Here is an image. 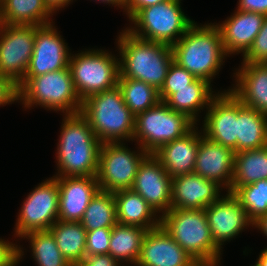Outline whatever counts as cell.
<instances>
[{
	"instance_id": "obj_44",
	"label": "cell",
	"mask_w": 267,
	"mask_h": 266,
	"mask_svg": "<svg viewBox=\"0 0 267 266\" xmlns=\"http://www.w3.org/2000/svg\"><path fill=\"white\" fill-rule=\"evenodd\" d=\"M253 227L257 228L265 236H267V214L261 216L256 222H254Z\"/></svg>"
},
{
	"instance_id": "obj_6",
	"label": "cell",
	"mask_w": 267,
	"mask_h": 266,
	"mask_svg": "<svg viewBox=\"0 0 267 266\" xmlns=\"http://www.w3.org/2000/svg\"><path fill=\"white\" fill-rule=\"evenodd\" d=\"M18 103L24 108L38 105L47 110L76 114L82 109V101L76 93L69 68L35 77H24L17 85Z\"/></svg>"
},
{
	"instance_id": "obj_20",
	"label": "cell",
	"mask_w": 267,
	"mask_h": 266,
	"mask_svg": "<svg viewBox=\"0 0 267 266\" xmlns=\"http://www.w3.org/2000/svg\"><path fill=\"white\" fill-rule=\"evenodd\" d=\"M265 15L250 11L237 10L222 23H215L219 28L226 54L243 56L252 46L261 30Z\"/></svg>"
},
{
	"instance_id": "obj_49",
	"label": "cell",
	"mask_w": 267,
	"mask_h": 266,
	"mask_svg": "<svg viewBox=\"0 0 267 266\" xmlns=\"http://www.w3.org/2000/svg\"><path fill=\"white\" fill-rule=\"evenodd\" d=\"M3 26V20H2V13H1V1H0V31L2 29Z\"/></svg>"
},
{
	"instance_id": "obj_14",
	"label": "cell",
	"mask_w": 267,
	"mask_h": 266,
	"mask_svg": "<svg viewBox=\"0 0 267 266\" xmlns=\"http://www.w3.org/2000/svg\"><path fill=\"white\" fill-rule=\"evenodd\" d=\"M65 40L53 23L36 29L34 49L25 77L55 72L69 68V52Z\"/></svg>"
},
{
	"instance_id": "obj_33",
	"label": "cell",
	"mask_w": 267,
	"mask_h": 266,
	"mask_svg": "<svg viewBox=\"0 0 267 266\" xmlns=\"http://www.w3.org/2000/svg\"><path fill=\"white\" fill-rule=\"evenodd\" d=\"M20 238L29 240L32 258L38 266H72L58 249L49 230L28 232Z\"/></svg>"
},
{
	"instance_id": "obj_40",
	"label": "cell",
	"mask_w": 267,
	"mask_h": 266,
	"mask_svg": "<svg viewBox=\"0 0 267 266\" xmlns=\"http://www.w3.org/2000/svg\"><path fill=\"white\" fill-rule=\"evenodd\" d=\"M76 266H121L110 254L86 256Z\"/></svg>"
},
{
	"instance_id": "obj_7",
	"label": "cell",
	"mask_w": 267,
	"mask_h": 266,
	"mask_svg": "<svg viewBox=\"0 0 267 266\" xmlns=\"http://www.w3.org/2000/svg\"><path fill=\"white\" fill-rule=\"evenodd\" d=\"M181 1L171 0L142 8L129 20L134 25L126 30L137 38L172 46L195 23L184 14Z\"/></svg>"
},
{
	"instance_id": "obj_35",
	"label": "cell",
	"mask_w": 267,
	"mask_h": 266,
	"mask_svg": "<svg viewBox=\"0 0 267 266\" xmlns=\"http://www.w3.org/2000/svg\"><path fill=\"white\" fill-rule=\"evenodd\" d=\"M195 79L196 77L192 73L173 61L168 69L164 84L159 91L161 101L165 102L175 93V89L189 87Z\"/></svg>"
},
{
	"instance_id": "obj_12",
	"label": "cell",
	"mask_w": 267,
	"mask_h": 266,
	"mask_svg": "<svg viewBox=\"0 0 267 266\" xmlns=\"http://www.w3.org/2000/svg\"><path fill=\"white\" fill-rule=\"evenodd\" d=\"M38 27L3 24L0 31V75L16 86L28 69Z\"/></svg>"
},
{
	"instance_id": "obj_17",
	"label": "cell",
	"mask_w": 267,
	"mask_h": 266,
	"mask_svg": "<svg viewBox=\"0 0 267 266\" xmlns=\"http://www.w3.org/2000/svg\"><path fill=\"white\" fill-rule=\"evenodd\" d=\"M235 152L211 141L199 130V147L193 173L216 182L226 192L230 191L234 170Z\"/></svg>"
},
{
	"instance_id": "obj_47",
	"label": "cell",
	"mask_w": 267,
	"mask_h": 266,
	"mask_svg": "<svg viewBox=\"0 0 267 266\" xmlns=\"http://www.w3.org/2000/svg\"><path fill=\"white\" fill-rule=\"evenodd\" d=\"M24 255L23 248L19 245L18 246V261L13 265L16 266L18 263H20V260L23 258L22 256Z\"/></svg>"
},
{
	"instance_id": "obj_19",
	"label": "cell",
	"mask_w": 267,
	"mask_h": 266,
	"mask_svg": "<svg viewBox=\"0 0 267 266\" xmlns=\"http://www.w3.org/2000/svg\"><path fill=\"white\" fill-rule=\"evenodd\" d=\"M56 178L59 188L58 220L80 222L90 200L99 190L96 176Z\"/></svg>"
},
{
	"instance_id": "obj_42",
	"label": "cell",
	"mask_w": 267,
	"mask_h": 266,
	"mask_svg": "<svg viewBox=\"0 0 267 266\" xmlns=\"http://www.w3.org/2000/svg\"><path fill=\"white\" fill-rule=\"evenodd\" d=\"M237 10L250 11L267 16V0H239Z\"/></svg>"
},
{
	"instance_id": "obj_9",
	"label": "cell",
	"mask_w": 267,
	"mask_h": 266,
	"mask_svg": "<svg viewBox=\"0 0 267 266\" xmlns=\"http://www.w3.org/2000/svg\"><path fill=\"white\" fill-rule=\"evenodd\" d=\"M196 124L185 114L172 110L164 101L135 116L133 140L148 154L181 138Z\"/></svg>"
},
{
	"instance_id": "obj_3",
	"label": "cell",
	"mask_w": 267,
	"mask_h": 266,
	"mask_svg": "<svg viewBox=\"0 0 267 266\" xmlns=\"http://www.w3.org/2000/svg\"><path fill=\"white\" fill-rule=\"evenodd\" d=\"M171 47L174 62L209 83L219 74L228 56L215 23H194Z\"/></svg>"
},
{
	"instance_id": "obj_26",
	"label": "cell",
	"mask_w": 267,
	"mask_h": 266,
	"mask_svg": "<svg viewBox=\"0 0 267 266\" xmlns=\"http://www.w3.org/2000/svg\"><path fill=\"white\" fill-rule=\"evenodd\" d=\"M267 144V115L245 106L237 98V152Z\"/></svg>"
},
{
	"instance_id": "obj_32",
	"label": "cell",
	"mask_w": 267,
	"mask_h": 266,
	"mask_svg": "<svg viewBox=\"0 0 267 266\" xmlns=\"http://www.w3.org/2000/svg\"><path fill=\"white\" fill-rule=\"evenodd\" d=\"M118 87L122 92L125 105L134 116L150 109L161 101L159 91L144 81L119 78Z\"/></svg>"
},
{
	"instance_id": "obj_15",
	"label": "cell",
	"mask_w": 267,
	"mask_h": 266,
	"mask_svg": "<svg viewBox=\"0 0 267 266\" xmlns=\"http://www.w3.org/2000/svg\"><path fill=\"white\" fill-rule=\"evenodd\" d=\"M203 119V135L237 153V97L228 89L219 92Z\"/></svg>"
},
{
	"instance_id": "obj_46",
	"label": "cell",
	"mask_w": 267,
	"mask_h": 266,
	"mask_svg": "<svg viewBox=\"0 0 267 266\" xmlns=\"http://www.w3.org/2000/svg\"><path fill=\"white\" fill-rule=\"evenodd\" d=\"M254 266H267V248L261 251Z\"/></svg>"
},
{
	"instance_id": "obj_29",
	"label": "cell",
	"mask_w": 267,
	"mask_h": 266,
	"mask_svg": "<svg viewBox=\"0 0 267 266\" xmlns=\"http://www.w3.org/2000/svg\"><path fill=\"white\" fill-rule=\"evenodd\" d=\"M58 249L66 260L76 266L86 257V229L80 222L58 220L50 228Z\"/></svg>"
},
{
	"instance_id": "obj_5",
	"label": "cell",
	"mask_w": 267,
	"mask_h": 266,
	"mask_svg": "<svg viewBox=\"0 0 267 266\" xmlns=\"http://www.w3.org/2000/svg\"><path fill=\"white\" fill-rule=\"evenodd\" d=\"M160 225L197 263H220L205 209H170L160 215Z\"/></svg>"
},
{
	"instance_id": "obj_4",
	"label": "cell",
	"mask_w": 267,
	"mask_h": 266,
	"mask_svg": "<svg viewBox=\"0 0 267 266\" xmlns=\"http://www.w3.org/2000/svg\"><path fill=\"white\" fill-rule=\"evenodd\" d=\"M80 113L102 144L133 141L135 116L125 105L118 85L87 97Z\"/></svg>"
},
{
	"instance_id": "obj_38",
	"label": "cell",
	"mask_w": 267,
	"mask_h": 266,
	"mask_svg": "<svg viewBox=\"0 0 267 266\" xmlns=\"http://www.w3.org/2000/svg\"><path fill=\"white\" fill-rule=\"evenodd\" d=\"M18 102L17 86L7 77L0 75V106Z\"/></svg>"
},
{
	"instance_id": "obj_30",
	"label": "cell",
	"mask_w": 267,
	"mask_h": 266,
	"mask_svg": "<svg viewBox=\"0 0 267 266\" xmlns=\"http://www.w3.org/2000/svg\"><path fill=\"white\" fill-rule=\"evenodd\" d=\"M147 229L117 223L112 228L109 254L122 266V263L136 265Z\"/></svg>"
},
{
	"instance_id": "obj_39",
	"label": "cell",
	"mask_w": 267,
	"mask_h": 266,
	"mask_svg": "<svg viewBox=\"0 0 267 266\" xmlns=\"http://www.w3.org/2000/svg\"><path fill=\"white\" fill-rule=\"evenodd\" d=\"M18 261V245L0 238V266H13Z\"/></svg>"
},
{
	"instance_id": "obj_25",
	"label": "cell",
	"mask_w": 267,
	"mask_h": 266,
	"mask_svg": "<svg viewBox=\"0 0 267 266\" xmlns=\"http://www.w3.org/2000/svg\"><path fill=\"white\" fill-rule=\"evenodd\" d=\"M211 85L206 80L196 78L189 87L175 89V93L165 103L172 110L185 114L198 125L201 110L205 108L207 110L211 101L219 94V91L217 93L212 90Z\"/></svg>"
},
{
	"instance_id": "obj_27",
	"label": "cell",
	"mask_w": 267,
	"mask_h": 266,
	"mask_svg": "<svg viewBox=\"0 0 267 266\" xmlns=\"http://www.w3.org/2000/svg\"><path fill=\"white\" fill-rule=\"evenodd\" d=\"M3 24L44 26L54 23V15L44 0H0Z\"/></svg>"
},
{
	"instance_id": "obj_16",
	"label": "cell",
	"mask_w": 267,
	"mask_h": 266,
	"mask_svg": "<svg viewBox=\"0 0 267 266\" xmlns=\"http://www.w3.org/2000/svg\"><path fill=\"white\" fill-rule=\"evenodd\" d=\"M205 212L213 241L221 251L225 242L235 239L245 228L254 224L239 200L229 192L207 206Z\"/></svg>"
},
{
	"instance_id": "obj_22",
	"label": "cell",
	"mask_w": 267,
	"mask_h": 266,
	"mask_svg": "<svg viewBox=\"0 0 267 266\" xmlns=\"http://www.w3.org/2000/svg\"><path fill=\"white\" fill-rule=\"evenodd\" d=\"M231 91L245 106L267 115V63H241Z\"/></svg>"
},
{
	"instance_id": "obj_24",
	"label": "cell",
	"mask_w": 267,
	"mask_h": 266,
	"mask_svg": "<svg viewBox=\"0 0 267 266\" xmlns=\"http://www.w3.org/2000/svg\"><path fill=\"white\" fill-rule=\"evenodd\" d=\"M117 223L143 227L147 230L160 225V216L132 189L114 192Z\"/></svg>"
},
{
	"instance_id": "obj_48",
	"label": "cell",
	"mask_w": 267,
	"mask_h": 266,
	"mask_svg": "<svg viewBox=\"0 0 267 266\" xmlns=\"http://www.w3.org/2000/svg\"><path fill=\"white\" fill-rule=\"evenodd\" d=\"M220 263H196L194 266H219Z\"/></svg>"
},
{
	"instance_id": "obj_37",
	"label": "cell",
	"mask_w": 267,
	"mask_h": 266,
	"mask_svg": "<svg viewBox=\"0 0 267 266\" xmlns=\"http://www.w3.org/2000/svg\"><path fill=\"white\" fill-rule=\"evenodd\" d=\"M242 57L241 63H267V16L252 46Z\"/></svg>"
},
{
	"instance_id": "obj_11",
	"label": "cell",
	"mask_w": 267,
	"mask_h": 266,
	"mask_svg": "<svg viewBox=\"0 0 267 266\" xmlns=\"http://www.w3.org/2000/svg\"><path fill=\"white\" fill-rule=\"evenodd\" d=\"M23 200L15 223L14 237L49 230L58 221L59 188L56 177L43 180Z\"/></svg>"
},
{
	"instance_id": "obj_1",
	"label": "cell",
	"mask_w": 267,
	"mask_h": 266,
	"mask_svg": "<svg viewBox=\"0 0 267 266\" xmlns=\"http://www.w3.org/2000/svg\"><path fill=\"white\" fill-rule=\"evenodd\" d=\"M58 142L56 150L58 172L53 177L97 175L102 143L80 112L64 115Z\"/></svg>"
},
{
	"instance_id": "obj_36",
	"label": "cell",
	"mask_w": 267,
	"mask_h": 266,
	"mask_svg": "<svg viewBox=\"0 0 267 266\" xmlns=\"http://www.w3.org/2000/svg\"><path fill=\"white\" fill-rule=\"evenodd\" d=\"M112 228H100L86 232V256L109 254Z\"/></svg>"
},
{
	"instance_id": "obj_28",
	"label": "cell",
	"mask_w": 267,
	"mask_h": 266,
	"mask_svg": "<svg viewBox=\"0 0 267 266\" xmlns=\"http://www.w3.org/2000/svg\"><path fill=\"white\" fill-rule=\"evenodd\" d=\"M263 179H267V146L235 153L229 193H233L238 187Z\"/></svg>"
},
{
	"instance_id": "obj_13",
	"label": "cell",
	"mask_w": 267,
	"mask_h": 266,
	"mask_svg": "<svg viewBox=\"0 0 267 266\" xmlns=\"http://www.w3.org/2000/svg\"><path fill=\"white\" fill-rule=\"evenodd\" d=\"M131 189L159 216L172 209V177L153 154H148L139 164Z\"/></svg>"
},
{
	"instance_id": "obj_41",
	"label": "cell",
	"mask_w": 267,
	"mask_h": 266,
	"mask_svg": "<svg viewBox=\"0 0 267 266\" xmlns=\"http://www.w3.org/2000/svg\"><path fill=\"white\" fill-rule=\"evenodd\" d=\"M171 0H126L124 12L127 14L129 20L142 8H146L155 4Z\"/></svg>"
},
{
	"instance_id": "obj_8",
	"label": "cell",
	"mask_w": 267,
	"mask_h": 266,
	"mask_svg": "<svg viewBox=\"0 0 267 266\" xmlns=\"http://www.w3.org/2000/svg\"><path fill=\"white\" fill-rule=\"evenodd\" d=\"M68 67L81 101L118 85L119 58L107 50L93 48L71 53Z\"/></svg>"
},
{
	"instance_id": "obj_31",
	"label": "cell",
	"mask_w": 267,
	"mask_h": 266,
	"mask_svg": "<svg viewBox=\"0 0 267 266\" xmlns=\"http://www.w3.org/2000/svg\"><path fill=\"white\" fill-rule=\"evenodd\" d=\"M86 231L113 228L117 224L114 194L98 190L80 220Z\"/></svg>"
},
{
	"instance_id": "obj_2",
	"label": "cell",
	"mask_w": 267,
	"mask_h": 266,
	"mask_svg": "<svg viewBox=\"0 0 267 266\" xmlns=\"http://www.w3.org/2000/svg\"><path fill=\"white\" fill-rule=\"evenodd\" d=\"M116 40L119 78L144 81L160 91L174 61L171 45L137 38L126 29L120 32Z\"/></svg>"
},
{
	"instance_id": "obj_43",
	"label": "cell",
	"mask_w": 267,
	"mask_h": 266,
	"mask_svg": "<svg viewBox=\"0 0 267 266\" xmlns=\"http://www.w3.org/2000/svg\"><path fill=\"white\" fill-rule=\"evenodd\" d=\"M72 2L73 0H44L45 5L53 14L61 10V8L67 7Z\"/></svg>"
},
{
	"instance_id": "obj_21",
	"label": "cell",
	"mask_w": 267,
	"mask_h": 266,
	"mask_svg": "<svg viewBox=\"0 0 267 266\" xmlns=\"http://www.w3.org/2000/svg\"><path fill=\"white\" fill-rule=\"evenodd\" d=\"M222 189L195 173L176 176L172 178V209H205L222 196Z\"/></svg>"
},
{
	"instance_id": "obj_10",
	"label": "cell",
	"mask_w": 267,
	"mask_h": 266,
	"mask_svg": "<svg viewBox=\"0 0 267 266\" xmlns=\"http://www.w3.org/2000/svg\"><path fill=\"white\" fill-rule=\"evenodd\" d=\"M125 145L124 142L101 145L96 175L99 190L114 193L132 188L139 164L148 153L140 146L131 151Z\"/></svg>"
},
{
	"instance_id": "obj_45",
	"label": "cell",
	"mask_w": 267,
	"mask_h": 266,
	"mask_svg": "<svg viewBox=\"0 0 267 266\" xmlns=\"http://www.w3.org/2000/svg\"><path fill=\"white\" fill-rule=\"evenodd\" d=\"M95 1H98V2H102V3H104V4H106V5H114V7H119L120 9L122 8V9H124V7H125V4H126V0H95Z\"/></svg>"
},
{
	"instance_id": "obj_23",
	"label": "cell",
	"mask_w": 267,
	"mask_h": 266,
	"mask_svg": "<svg viewBox=\"0 0 267 266\" xmlns=\"http://www.w3.org/2000/svg\"><path fill=\"white\" fill-rule=\"evenodd\" d=\"M194 126L188 133L162 145L153 155L172 177L191 174L194 171L199 147V130Z\"/></svg>"
},
{
	"instance_id": "obj_34",
	"label": "cell",
	"mask_w": 267,
	"mask_h": 266,
	"mask_svg": "<svg viewBox=\"0 0 267 266\" xmlns=\"http://www.w3.org/2000/svg\"><path fill=\"white\" fill-rule=\"evenodd\" d=\"M232 194L239 200L253 223L267 214V179L238 187Z\"/></svg>"
},
{
	"instance_id": "obj_18",
	"label": "cell",
	"mask_w": 267,
	"mask_h": 266,
	"mask_svg": "<svg viewBox=\"0 0 267 266\" xmlns=\"http://www.w3.org/2000/svg\"><path fill=\"white\" fill-rule=\"evenodd\" d=\"M196 263L159 225L145 234L135 266H194Z\"/></svg>"
}]
</instances>
